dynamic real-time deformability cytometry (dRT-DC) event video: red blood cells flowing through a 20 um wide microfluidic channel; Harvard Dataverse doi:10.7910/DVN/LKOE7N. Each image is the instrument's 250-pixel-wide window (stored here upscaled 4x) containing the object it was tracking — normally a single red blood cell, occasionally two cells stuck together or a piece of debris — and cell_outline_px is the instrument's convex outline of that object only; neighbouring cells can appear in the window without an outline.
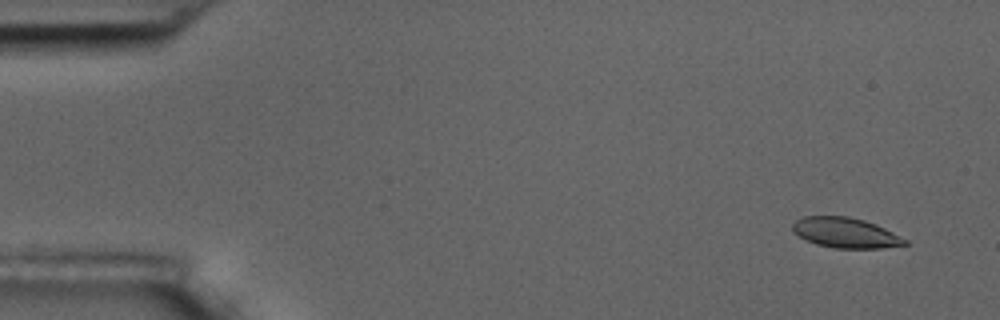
{"species": "common noctule bat (a hibernating species)", "species_latin": "Nyctalus noctula", "temperature_condition": "room temperature", "stored_images_in_passage": 6, "camera_frame_rate_fps": 3000, "um_per_image_px": 0.085, "animal": {"sex": "male", "body_mass_g": 17.5, "forearm_length_mm": 52.3}, "frame": {"image": 1, "passage_image": 2, "time_ms": 1.0, "image_size_px": [1000, 320], "cell_outline_px": [[908, 244], [884, 248], [832, 248], [816, 244], [792, 232], [792, 224], [796, 220], [804, 216], [848, 216], [864, 220], [876, 224], [908, 240]], "centroid_in_image_um": [71.87, 19.78], "position_along_channel_um": 13.1, "area_um2": 19.77}}